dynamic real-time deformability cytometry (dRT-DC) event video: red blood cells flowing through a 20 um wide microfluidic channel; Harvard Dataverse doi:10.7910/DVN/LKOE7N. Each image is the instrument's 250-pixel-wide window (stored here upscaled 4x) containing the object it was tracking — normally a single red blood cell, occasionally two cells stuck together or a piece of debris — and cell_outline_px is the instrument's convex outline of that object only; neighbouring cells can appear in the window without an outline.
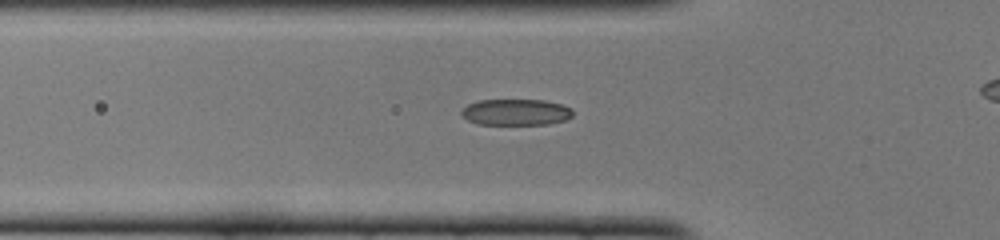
{"species": "common noctule bat (a hibernating species)", "species_latin": "Nyctalus noctula", "temperature_condition": "cold", "stored_images_in_passage": 37, "camera_frame_rate_fps": 3000, "um_per_image_px": 0.085, "animal": {"sex": "female", "body_mass_g": 22.0, "forearm_length_mm": 56.7}, "frame": {"image": 1, "passage_image": 13, "time_ms": 4.0, "image_size_px": [1000, 240], "cell_outline_px": [[572, 116], [564, 120], [548, 124], [476, 124], [460, 116], [460, 112], [468, 104], [476, 100], [544, 100], [564, 104], [572, 108]], "centroid_in_image_um": [43.83, 9.53], "position_along_channel_um": 82.0, "area_um2": 17.17}}
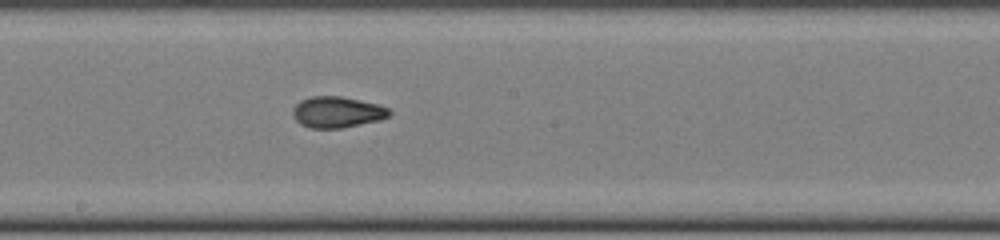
{"frame": {"image": 2, "passage_image": 23, "time_ms": 7.333, "image_size_px": [1000, 240], "cell_outline_px": [[392, 112], [388, 116], [380, 120], [340, 128], [312, 128], [300, 124], [292, 116], [292, 108], [300, 100], [312, 96], [340, 96], [360, 100], [376, 104], [388, 108]], "centroid_in_image_um": [28.62, 9.52], "position_along_channel_um": 219.6, "area_um2": 17.46}}
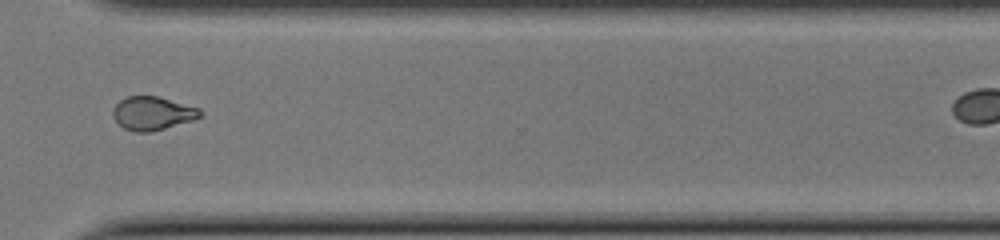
{"frame": {"image": 3, "passage_image": 33, "time_ms": 10.667, "image_size_px": [1000, 240], "cell_outline_px": [[204, 112], [200, 116], [192, 120], [152, 132], [136, 132], [124, 128], [112, 116], [112, 112], [116, 104], [120, 100], [128, 96], [160, 96], [200, 108]], "centroid_in_image_um": [12.98, 9.62], "position_along_channel_um": 357.6, "area_um2": 17.05}}